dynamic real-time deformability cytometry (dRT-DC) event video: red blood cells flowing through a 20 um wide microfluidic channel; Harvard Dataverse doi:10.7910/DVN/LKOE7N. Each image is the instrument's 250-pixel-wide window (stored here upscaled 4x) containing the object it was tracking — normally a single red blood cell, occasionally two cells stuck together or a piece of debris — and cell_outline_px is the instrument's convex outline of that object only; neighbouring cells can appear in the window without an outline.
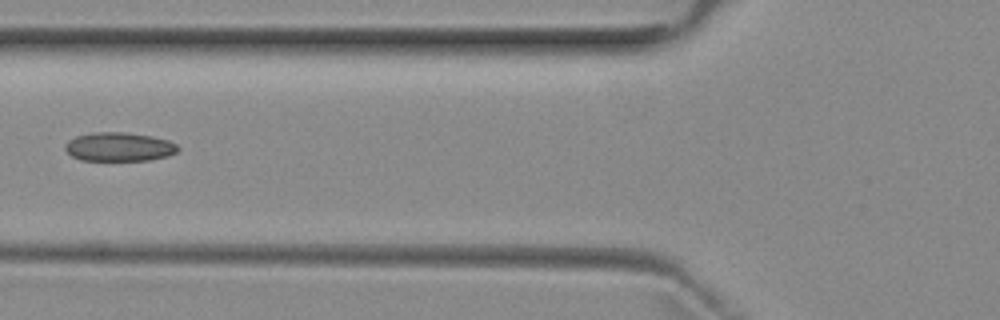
{"species": "common noctule bat (a hibernating species)", "species_latin": "Nyctalus noctula", "temperature_condition": "room temperature", "stored_images_in_passage": 5, "camera_frame_rate_fps": 3000, "um_per_image_px": 0.085, "animal": {"sex": "female", "body_mass_g": 29.2, "forearm_length_mm": 56.3}, "frame": {"image": 1, "passage_image": 5, "time_ms": 5.0, "image_size_px": [1000, 320], "cell_outline_px": [[180, 148], [176, 152], [168, 156], [148, 160], [80, 160], [72, 156], [64, 148], [64, 144], [68, 140], [76, 136], [92, 132], [128, 132], [152, 136], [168, 140], [176, 144]], "centroid_in_image_um": [10.11, 12.47], "position_along_channel_um": 115.7, "area_um2": 19.07}}